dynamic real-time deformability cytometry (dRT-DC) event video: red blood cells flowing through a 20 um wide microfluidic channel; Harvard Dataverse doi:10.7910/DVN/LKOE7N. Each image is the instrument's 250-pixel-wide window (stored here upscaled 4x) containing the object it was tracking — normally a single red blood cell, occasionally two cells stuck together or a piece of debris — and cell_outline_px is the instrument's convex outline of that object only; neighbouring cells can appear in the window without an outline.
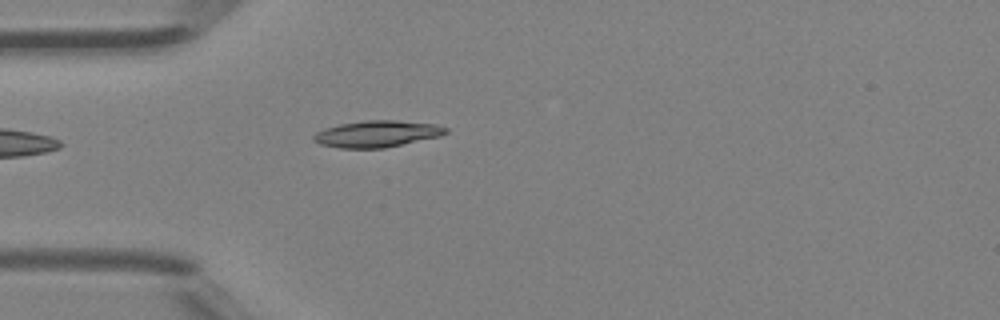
{"species": "Egyptian fruit bat (a non-hibernating species)", "species_latin": "Rousettus aegyptiacus", "temperature_condition": "room temperature", "stored_images_in_passage": 4, "camera_frame_rate_fps": 3000, "um_per_image_px": 0.085, "animal": {"sex": "female"}, "frame": {"image": 1, "passage_image": 4, "time_ms": 1.0, "image_size_px": [1000, 320], "cell_outline_px": [[448, 132], [440, 136], [384, 148], [340, 148], [320, 144], [312, 140], [312, 136], [316, 132], [324, 128], [340, 124], [364, 120], [396, 120], [436, 124], [448, 128]], "centroid_in_image_um": [32.03, 11.37], "position_along_channel_um": 53.0, "area_um2": 20.52}}